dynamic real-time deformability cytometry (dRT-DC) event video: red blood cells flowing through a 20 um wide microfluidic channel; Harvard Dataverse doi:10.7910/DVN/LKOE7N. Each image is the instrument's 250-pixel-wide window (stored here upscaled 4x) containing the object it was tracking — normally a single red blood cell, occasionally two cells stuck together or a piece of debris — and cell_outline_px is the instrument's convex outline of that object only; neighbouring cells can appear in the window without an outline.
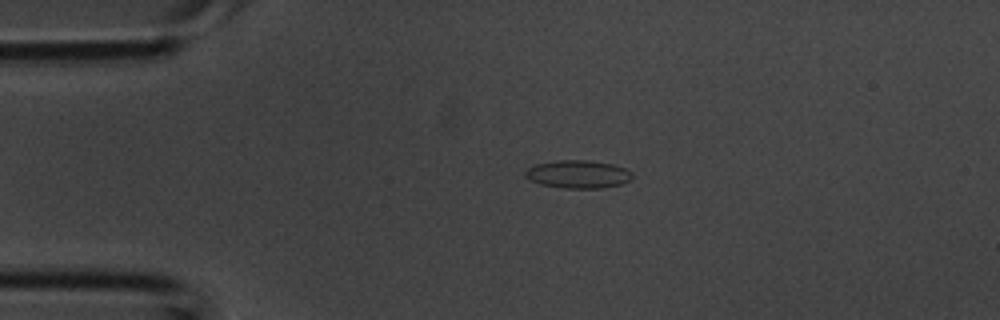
{"species": "common noctule bat (a hibernating species)", "species_latin": "Nyctalus noctula", "temperature_condition": "room temperature", "stored_images_in_passage": 2, "camera_frame_rate_fps": 3000, "um_per_image_px": 0.085, "animal": {"sex": "male", "body_mass_g": 20.1, "forearm_length_mm": 53.5}, "frame": {"image": 1, "passage_image": 1, "time_ms": 0.0, "image_size_px": [1000, 320], "cell_outline_px": [[632, 180], [620, 184], [604, 188], [564, 188], [540, 184], [524, 176], [524, 172], [528, 168], [536, 164], [556, 160], [588, 160], [612, 164], [624, 168], [632, 172]], "centroid_in_image_um": [49.14, 14.81], "position_along_channel_um": 35.9, "area_um2": 17.46}}